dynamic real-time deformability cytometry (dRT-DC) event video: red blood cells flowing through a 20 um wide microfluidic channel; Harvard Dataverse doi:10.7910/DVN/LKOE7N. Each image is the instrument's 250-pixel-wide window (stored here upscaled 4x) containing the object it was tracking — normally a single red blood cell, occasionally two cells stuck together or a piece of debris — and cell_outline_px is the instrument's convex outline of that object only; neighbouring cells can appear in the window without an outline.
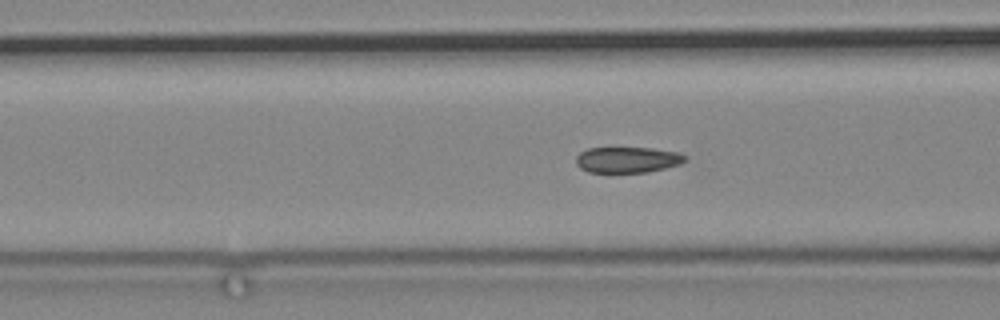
{"species": "common noctule bat (a hibernating species)", "species_latin": "Nyctalus noctula", "temperature_condition": "cold", "stored_images_in_passage": 65, "camera_frame_rate_fps": 3000, "um_per_image_px": 0.085, "animal": {"sex": "male", "body_mass_g": 19.2, "forearm_length_mm": 51.8}, "frame": {"image": 1, "passage_image": 26, "time_ms": 8.333, "image_size_px": [1000, 320], "cell_outline_px": [[688, 160], [680, 164], [648, 172], [588, 172], [580, 168], [576, 164], [576, 156], [580, 152], [588, 148], [652, 148], [680, 152], [688, 156]], "centroid_in_image_um": [53.37, 13.57], "position_along_channel_um": 113.2, "area_um2": 16.59}}
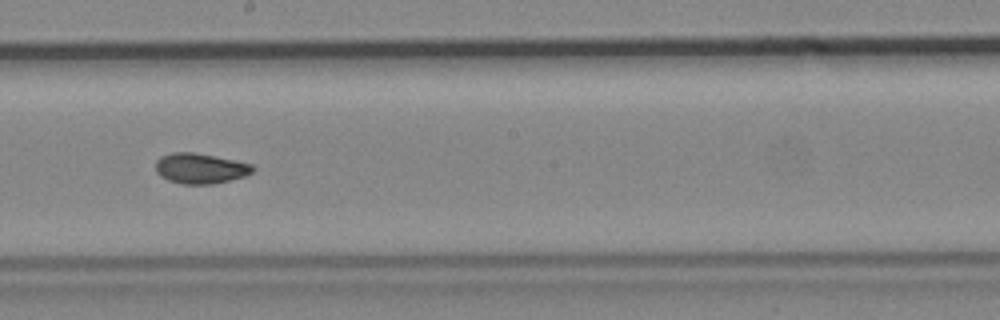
{"frame": {"image": 2, "passage_image": 37, "time_ms": 12.0, "image_size_px": [1000, 320], "cell_outline_px": [[256, 168], [252, 172], [244, 176], [212, 184], [180, 184], [168, 180], [160, 176], [156, 172], [156, 160], [160, 156], [172, 152], [192, 152], [236, 160], [252, 164]], "centroid_in_image_um": [17.0, 14.31], "position_along_channel_um": 231.2, "area_um2": 17.22}}
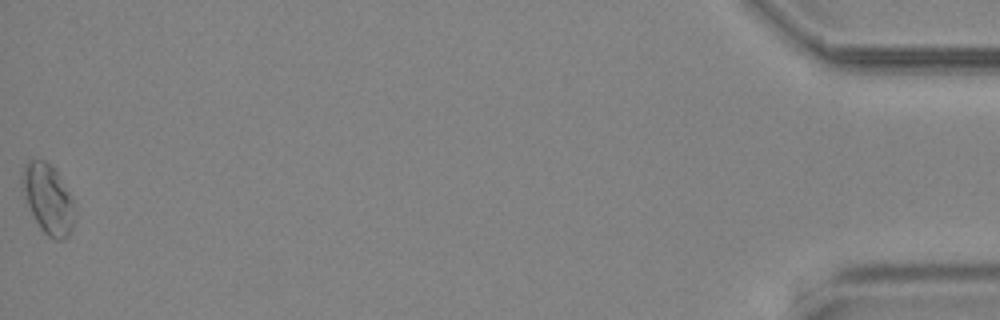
{"frame": {"image": 3, "passage_image": 65, "time_ms": 21.333, "image_size_px": [1000, 320], "cell_outline_px": [[72, 228], [68, 236], [64, 240], [56, 240], [48, 236], [40, 228], [28, 204], [20, 180], [20, 176], [24, 164], [28, 160], [44, 160], [56, 168], [72, 200]], "centroid_in_image_um": [4.05, 16.87], "position_along_channel_um": 431.2, "area_um2": 20.87}}